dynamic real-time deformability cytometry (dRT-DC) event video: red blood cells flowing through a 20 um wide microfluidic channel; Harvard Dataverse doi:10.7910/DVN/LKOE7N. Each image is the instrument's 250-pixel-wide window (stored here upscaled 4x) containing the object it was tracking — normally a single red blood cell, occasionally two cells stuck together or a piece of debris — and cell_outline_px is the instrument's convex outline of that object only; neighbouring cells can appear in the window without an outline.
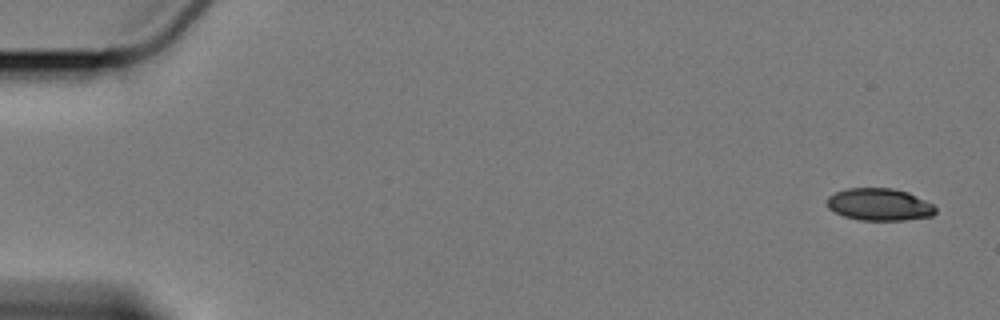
{"species": "Egyptian fruit bat (a non-hibernating species)", "species_latin": "Rousettus aegyptiacus", "temperature_condition": "cold", "stored_images_in_passage": 6, "camera_frame_rate_fps": 3000, "um_per_image_px": 0.085, "animal": {"sex": "female"}, "frame": {"image": 1, "passage_image": 1, "time_ms": 0.0, "image_size_px": [1000, 320], "cell_outline_px": [[936, 212], [932, 216], [904, 220], [860, 220], [844, 216], [828, 208], [828, 196], [836, 192], [848, 188], [892, 188], [908, 192], [932, 204], [936, 208]], "centroid_in_image_um": [74.75, 17.38], "position_along_channel_um": 10.2, "area_um2": 20.23}}
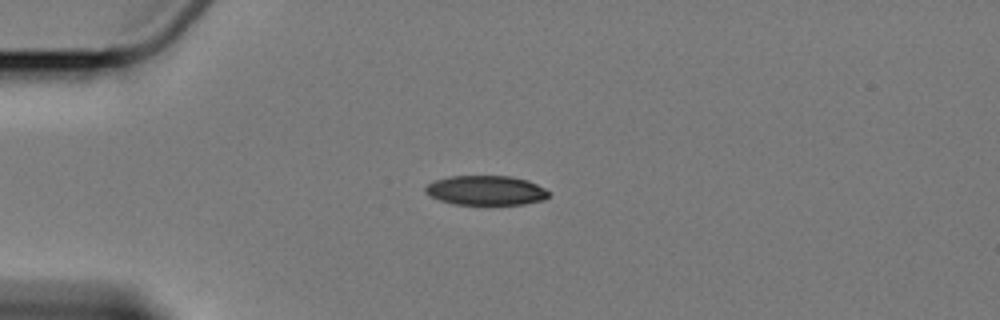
{"frame": {"image": 2, "passage_image": 4, "time_ms": 4.333, "image_size_px": [1000, 320], "cell_outline_px": [[548, 196], [544, 200], [524, 204], [452, 204], [428, 196], [424, 192], [424, 188], [428, 184], [436, 180], [448, 176], [512, 176], [528, 180], [544, 188], [548, 192]], "centroid_in_image_um": [41.27, 16.18], "position_along_channel_um": 43.7, "area_um2": 21.27}}
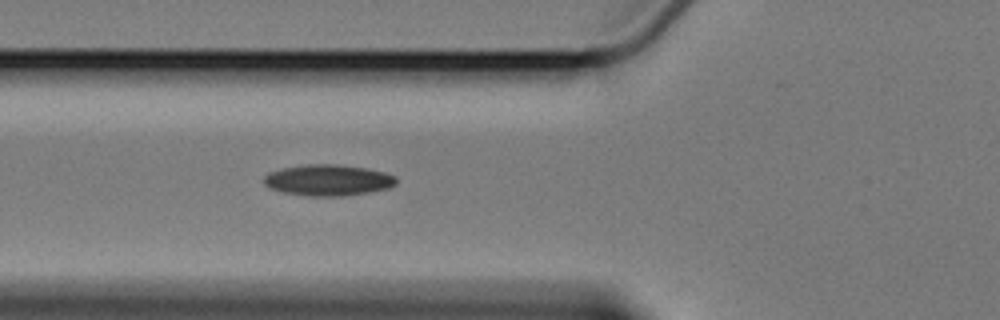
{"frame": {"image": 3, "passage_image": 6, "time_ms": 6.667, "image_size_px": [1000, 320], "cell_outline_px": [[396, 184], [388, 188], [368, 192], [344, 196], [308, 196], [280, 192], [268, 188], [264, 184], [264, 176], [268, 172], [284, 168], [308, 164], [336, 164], [364, 168], [384, 172], [396, 176]], "centroid_in_image_um": [27.85, 15.32], "position_along_channel_um": 97.9, "area_um2": 24.04}}